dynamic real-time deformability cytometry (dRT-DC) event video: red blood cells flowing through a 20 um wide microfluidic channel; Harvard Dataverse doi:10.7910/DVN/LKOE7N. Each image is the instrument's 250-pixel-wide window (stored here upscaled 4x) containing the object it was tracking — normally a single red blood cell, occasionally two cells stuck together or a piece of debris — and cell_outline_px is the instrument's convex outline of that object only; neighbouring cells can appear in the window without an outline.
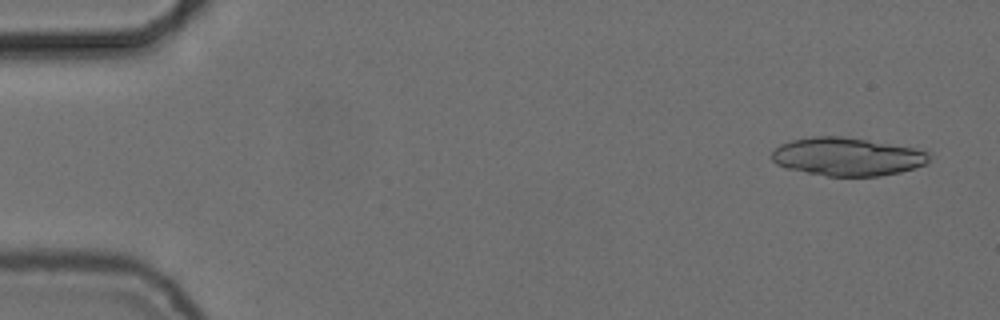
{"species": "common noctule bat (a hibernating species)", "species_latin": "Nyctalus noctula", "temperature_condition": "cold", "stored_images_in_passage": 17, "camera_frame_rate_fps": 3000, "um_per_image_px": 0.085, "animal": {"sex": "female", "body_mass_g": 24.6, "forearm_length_mm": 56.2}, "frame": {"image": 1, "passage_image": 3, "time_ms": 0.667, "image_size_px": [1000, 320], "cell_outline_px": [[928, 164], [900, 172], [880, 176], [828, 176], [784, 168], [776, 164], [772, 160], [772, 152], [780, 144], [792, 140], [812, 136], [840, 136], [868, 140], [912, 148], [928, 152]], "centroid_in_image_um": [71.98, 13.32], "position_along_channel_um": 13.0, "area_um2": 34.85}}